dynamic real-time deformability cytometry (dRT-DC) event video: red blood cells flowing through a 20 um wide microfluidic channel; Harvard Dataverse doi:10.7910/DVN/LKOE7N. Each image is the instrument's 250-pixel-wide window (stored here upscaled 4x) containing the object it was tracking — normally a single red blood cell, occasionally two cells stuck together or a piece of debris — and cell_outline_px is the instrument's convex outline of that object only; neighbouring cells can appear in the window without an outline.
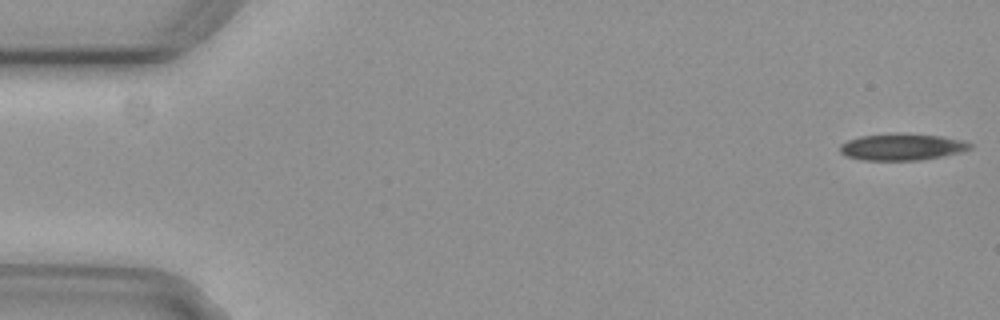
{"species": "common noctule bat (a hibernating species)", "species_latin": "Nyctalus noctula", "temperature_condition": "cold", "stored_images_in_passage": 5, "camera_frame_rate_fps": 3000, "um_per_image_px": 0.085, "animal": {"sex": "female", "body_mass_g": 29.2, "forearm_length_mm": 56.3}, "frame": {"image": 1, "passage_image": 1, "time_ms": 0.0, "image_size_px": [1000, 320], "cell_outline_px": [[972, 148], [960, 152], [944, 156], [920, 160], [864, 160], [844, 156], [840, 152], [840, 144], [848, 140], [860, 136], [896, 132], [904, 132], [940, 136], [964, 140], [972, 144]], "centroid_in_image_um": [76.66, 12.47], "position_along_channel_um": 8.3, "area_um2": 20.58}}